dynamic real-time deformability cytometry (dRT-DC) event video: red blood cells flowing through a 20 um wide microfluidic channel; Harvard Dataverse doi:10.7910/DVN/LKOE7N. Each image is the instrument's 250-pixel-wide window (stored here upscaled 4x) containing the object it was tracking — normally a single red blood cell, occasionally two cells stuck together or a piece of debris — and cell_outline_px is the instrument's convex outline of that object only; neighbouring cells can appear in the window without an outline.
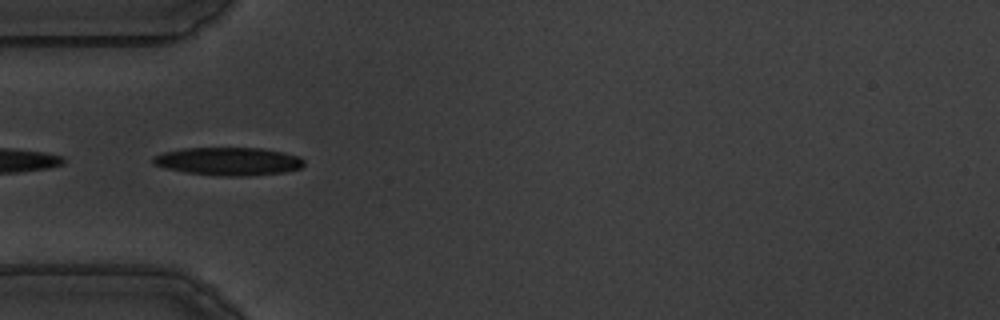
{"species": "common noctule bat (a hibernating species)", "species_latin": "Nyctalus noctula", "temperature_condition": "warm", "stored_images_in_passage": 15, "camera_frame_rate_fps": 3000, "um_per_image_px": 0.085, "animal": {"sex": "male", "body_mass_g": 19.5, "forearm_length_mm": 54.6}, "frame": {"image": 1, "passage_image": 11, "time_ms": 3.333, "image_size_px": [1000, 320], "cell_outline_px": [[304, 164], [300, 168], [284, 172], [248, 176], [224, 176], [184, 172], [164, 168], [152, 164], [152, 156], [164, 152], [180, 148], [260, 148], [284, 152], [300, 156], [304, 160]], "centroid_in_image_um": [19.4, 13.71], "position_along_channel_um": 65.6, "area_um2": 24.85}}